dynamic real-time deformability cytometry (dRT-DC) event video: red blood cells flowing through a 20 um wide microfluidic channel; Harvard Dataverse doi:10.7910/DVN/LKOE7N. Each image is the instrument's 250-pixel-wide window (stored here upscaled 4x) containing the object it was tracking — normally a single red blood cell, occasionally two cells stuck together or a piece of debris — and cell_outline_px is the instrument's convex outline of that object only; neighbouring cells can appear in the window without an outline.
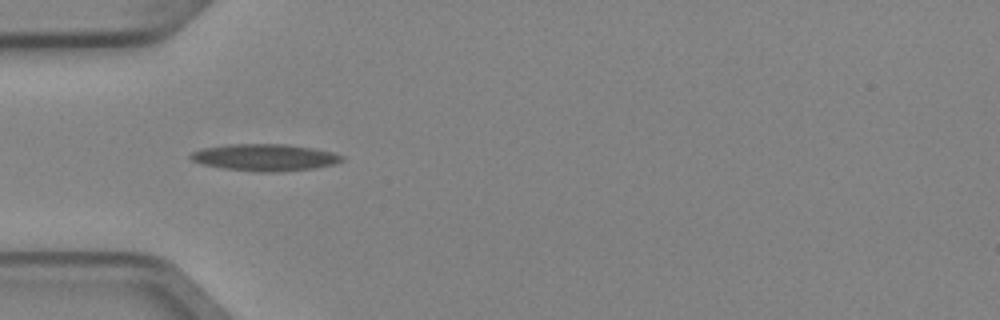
{"species": "Egyptian fruit bat (a non-hibernating species)", "species_latin": "Rousettus aegyptiacus", "temperature_condition": "cold", "stored_images_in_passage": 6, "camera_frame_rate_fps": 3000, "um_per_image_px": 0.085, "animal": {"sex": "female"}, "frame": {"image": 1, "passage_image": 4, "time_ms": 1.0, "image_size_px": [1000, 320], "cell_outline_px": [[344, 160], [332, 164], [312, 168], [272, 172], [260, 172], [224, 168], [204, 164], [192, 160], [188, 156], [192, 152], [204, 148], [228, 144], [284, 144], [312, 148], [332, 152], [344, 156]], "centroid_in_image_um": [22.5, 13.37], "position_along_channel_um": 62.5, "area_um2": 23.29}}
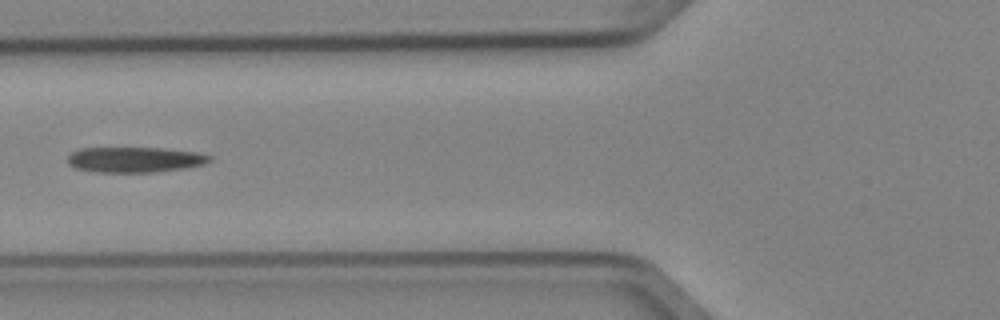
{"frame": {"image": 2, "passage_image": 5, "time_ms": 1.333, "image_size_px": [1000, 320], "cell_outline_px": [[212, 160], [204, 164], [188, 168], [156, 172], [96, 172], [76, 168], [68, 164], [68, 156], [72, 152], [80, 148], [164, 148], [196, 152], [212, 156]], "centroid_in_image_um": [11.49, 13.57], "position_along_channel_um": 114.3, "area_um2": 21.15}}
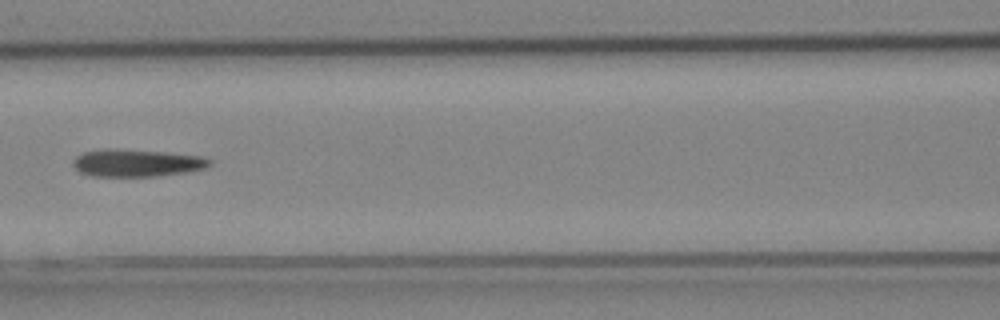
{"frame": {"image": 3, "passage_image": 6, "time_ms": 1.667, "image_size_px": [1000, 320], "cell_outline_px": [[212, 164], [208, 168], [188, 172], [156, 176], [92, 176], [80, 172], [72, 164], [72, 160], [76, 156], [84, 152], [164, 152], [200, 156], [212, 160]], "centroid_in_image_um": [11.73, 13.91], "position_along_channel_um": 154.9, "area_um2": 20.69}}